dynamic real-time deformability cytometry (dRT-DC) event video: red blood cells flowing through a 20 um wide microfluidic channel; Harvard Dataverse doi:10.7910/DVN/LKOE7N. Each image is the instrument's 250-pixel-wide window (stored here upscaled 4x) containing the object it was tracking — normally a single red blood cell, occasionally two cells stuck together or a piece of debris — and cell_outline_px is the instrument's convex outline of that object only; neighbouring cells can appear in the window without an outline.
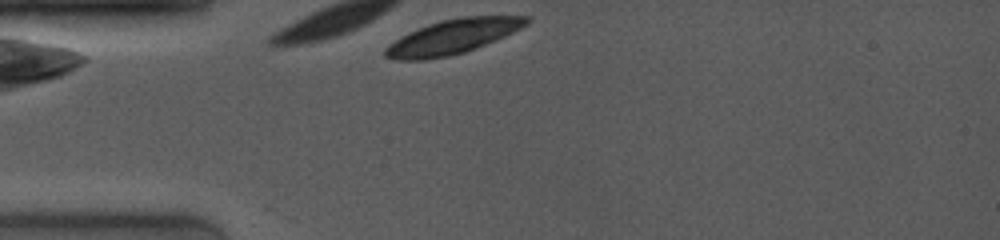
{"species": "common noctule bat (a hibernating species)", "species_latin": "Nyctalus noctula", "temperature_condition": "room temperature", "stored_images_in_passage": 5, "camera_frame_rate_fps": 4000, "um_per_image_px": 0.085, "animal": {"sex": "female", "body_mass_g": 19.0, "forearm_length_mm": 53.3}, "frame": {"image": 1, "passage_image": 1, "time_ms": 0.0, "image_size_px": [1000, 240], "cell_outline_px": [[532, 20], [528, 24], [496, 40], [476, 48], [464, 52], [448, 56], [424, 60], [396, 60], [384, 56], [384, 52], [396, 40], [408, 32], [440, 20], [464, 16], [528, 16]], "centroid_in_image_um": [38.52, 3.11], "position_along_channel_um": 46.5, "area_um2": 28.03}}